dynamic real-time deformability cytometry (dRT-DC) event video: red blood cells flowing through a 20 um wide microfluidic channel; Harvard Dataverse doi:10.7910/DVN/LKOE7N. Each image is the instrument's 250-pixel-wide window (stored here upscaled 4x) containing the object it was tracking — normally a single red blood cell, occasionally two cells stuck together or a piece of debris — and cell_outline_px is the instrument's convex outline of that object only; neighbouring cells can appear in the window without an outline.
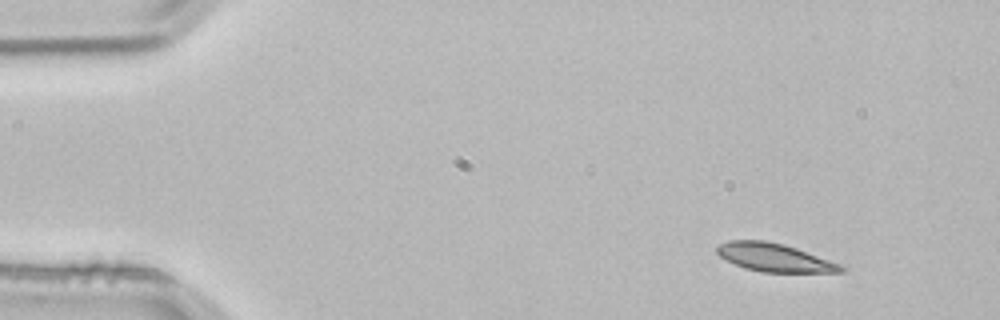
{"species": "common noctule bat (a hibernating species)", "species_latin": "Nyctalus noctula", "temperature_condition": "room temperature", "stored_images_in_passage": 3, "camera_frame_rate_fps": 3000, "um_per_image_px": 0.085, "animal": {"sex": "male", "body_mass_g": 21.5, "forearm_length_mm": 52.0}, "frame": {"image": 1, "passage_image": 1, "time_ms": 0.0, "image_size_px": [1000, 320], "cell_outline_px": [[844, 272], [760, 272], [744, 268], [720, 256], [716, 252], [716, 248], [720, 244], [728, 240], [764, 240], [784, 244], [796, 248], [840, 264], [844, 268]], "centroid_in_image_um": [65.8, 21.88], "position_along_channel_um": 19.2, "area_um2": 20.17}}